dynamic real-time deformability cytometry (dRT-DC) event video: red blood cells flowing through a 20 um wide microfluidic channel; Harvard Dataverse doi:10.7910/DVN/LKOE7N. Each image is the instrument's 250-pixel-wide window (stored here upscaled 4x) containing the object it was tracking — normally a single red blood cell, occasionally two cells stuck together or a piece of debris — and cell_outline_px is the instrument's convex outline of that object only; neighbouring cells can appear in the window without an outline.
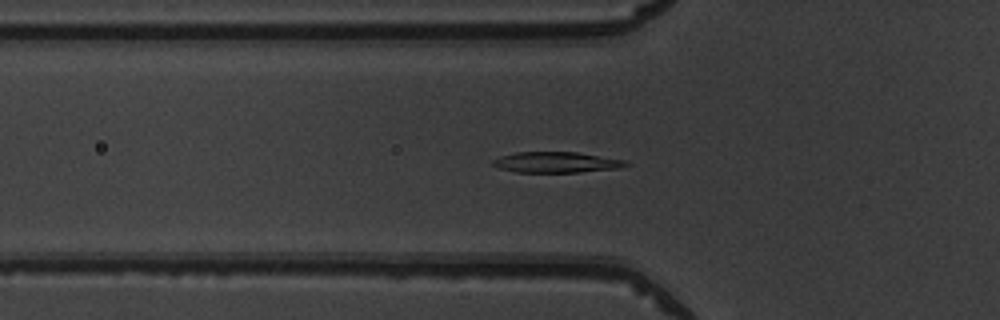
{"species": "common noctule bat (a hibernating species)", "species_latin": "Nyctalus noctula", "temperature_condition": "warm", "stored_images_in_passage": 39, "camera_frame_rate_fps": 3000, "um_per_image_px": 0.085, "animal": {"sex": "male", "body_mass_g": 19.5, "forearm_length_mm": 54.6}, "frame": {"image": 1, "passage_image": 5, "time_ms": 1.333, "image_size_px": [1000, 320], "cell_outline_px": [[632, 164], [620, 168], [580, 172], [516, 172], [500, 168], [492, 164], [492, 160], [500, 156], [516, 152], [576, 152], [624, 160]], "centroid_in_image_um": [47.3, 13.79], "position_along_channel_um": 78.5, "area_um2": 16.01}}
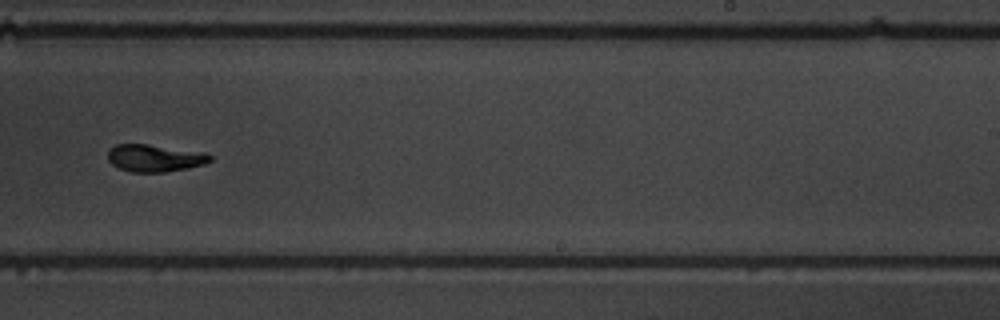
{"frame": {"image": 2, "passage_image": 20, "time_ms": 6.333, "image_size_px": [1000, 320], "cell_outline_px": [[212, 160], [204, 164], [188, 168], [164, 172], [132, 172], [120, 168], [112, 164], [108, 160], [108, 152], [116, 144], [148, 144], [204, 152], [212, 156]], "centroid_in_image_um": [13.17, 13.43], "position_along_channel_um": 275.8, "area_um2": 16.18}}
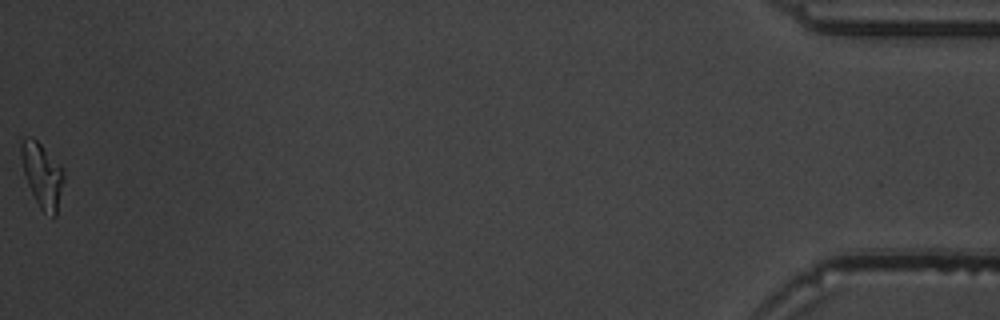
{"frame": {"image": 3, "passage_image": 39, "time_ms": 12.667, "image_size_px": [1000, 320], "cell_outline_px": [[64, 180], [56, 216], [52, 216], [44, 212], [40, 208], [28, 184], [24, 172], [20, 156], [20, 144], [24, 136], [32, 136], [64, 168]], "centroid_in_image_um": [3.59, 14.85], "position_along_channel_um": 431.6, "area_um2": 15.95}, "authors_computed_cell_mechanics": {"area_um2": 16.184, "velocity_mm_per_s": 3.9439, "shape_relaxation_time_tau1_ms": 4.2897, "shape_relaxation_time_tau2_ms": 1.271, "deformation_change_tau1": 0.2023, "deformation_change_tau2": 0.0852}}